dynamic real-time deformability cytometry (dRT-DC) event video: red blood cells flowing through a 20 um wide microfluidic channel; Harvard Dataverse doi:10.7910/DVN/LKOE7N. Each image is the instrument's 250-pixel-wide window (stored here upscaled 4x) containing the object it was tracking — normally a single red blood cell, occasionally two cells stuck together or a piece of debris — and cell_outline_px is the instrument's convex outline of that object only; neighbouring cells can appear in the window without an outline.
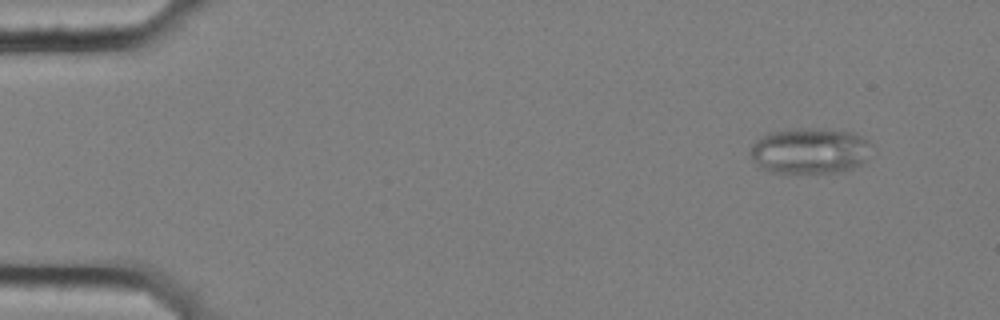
{"species": "common noctule bat (a hibernating species)", "species_latin": "Nyctalus noctula", "temperature_condition": "cold", "stored_images_in_passage": 18, "camera_frame_rate_fps": 3000, "um_per_image_px": 0.085, "animal": {"sex": "female", "body_mass_g": 25.1}, "frame": {"image": 1, "passage_image": 6, "time_ms": 1.667, "image_size_px": [1000, 320], "cell_outline_px": [[872, 144], [864, 160], [860, 164], [852, 168], [840, 172], [796, 176], [772, 172], [764, 168], [752, 160], [752, 144], [760, 136], [768, 132], [796, 128], [820, 128], [856, 132]], "centroid_in_image_um": [68.83, 12.84], "position_along_channel_um": 16.2, "area_um2": 33.23}}